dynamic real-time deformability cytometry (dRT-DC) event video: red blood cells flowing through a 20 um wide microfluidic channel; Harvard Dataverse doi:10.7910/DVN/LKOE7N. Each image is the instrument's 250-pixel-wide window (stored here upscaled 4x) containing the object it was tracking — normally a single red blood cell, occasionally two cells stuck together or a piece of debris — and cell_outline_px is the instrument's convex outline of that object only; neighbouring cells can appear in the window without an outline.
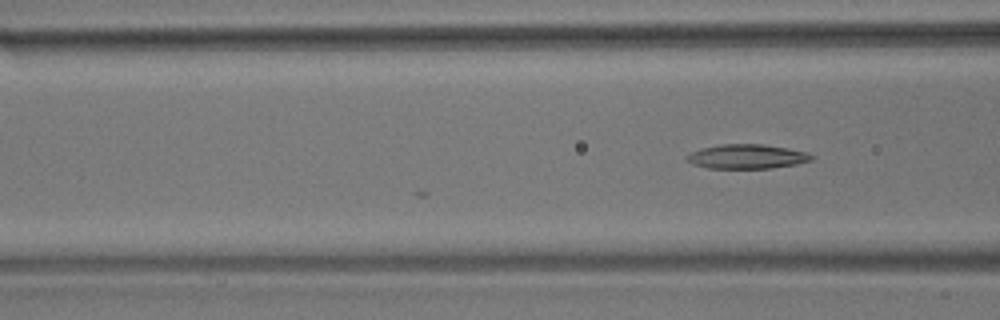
{"species": "common noctule bat (a hibernating species)", "species_latin": "Nyctalus noctula", "temperature_condition": "room temperature", "stored_images_in_passage": 19, "camera_frame_rate_fps": 3000, "um_per_image_px": 0.085, "animal": {"sex": "male", "body_mass_g": 17.9}, "frame": {"image": 1, "passage_image": 19, "time_ms": 6.0, "image_size_px": [1000, 320], "cell_outline_px": [[812, 160], [796, 164], [772, 168], [708, 168], [692, 164], [684, 156], [692, 152], [704, 148], [720, 144], [764, 144], [788, 148], [808, 152], [812, 156]], "centroid_in_image_um": [63.5, 13.3], "position_along_channel_um": 103.1, "area_um2": 17.63}}